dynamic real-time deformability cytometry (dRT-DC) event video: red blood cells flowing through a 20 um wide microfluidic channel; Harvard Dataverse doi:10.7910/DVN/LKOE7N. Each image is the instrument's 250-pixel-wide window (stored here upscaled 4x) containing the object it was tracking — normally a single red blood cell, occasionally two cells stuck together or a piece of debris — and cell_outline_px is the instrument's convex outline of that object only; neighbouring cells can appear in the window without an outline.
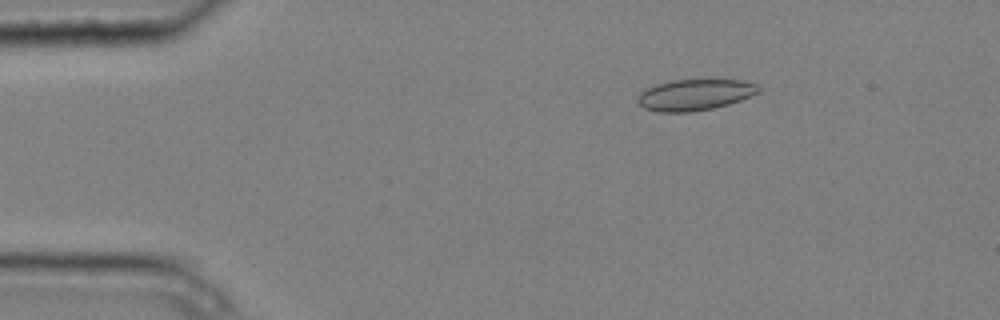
{"species": "common noctule bat (a hibernating species)", "species_latin": "Nyctalus noctula", "temperature_condition": "cold", "stored_images_in_passage": 5, "camera_frame_rate_fps": 3000, "um_per_image_px": 0.085, "animal": {"sex": "male", "body_mass_g": 20.4}, "frame": {"image": 1, "passage_image": 3, "time_ms": 0.667, "image_size_px": [1000, 320], "cell_outline_px": [[760, 88], [756, 92], [740, 100], [728, 104], [712, 108], [692, 112], [656, 112], [644, 108], [636, 100], [640, 92], [656, 84], [672, 80], [708, 76], [744, 80], [756, 84]], "centroid_in_image_um": [59.06, 8.0], "position_along_channel_um": 25.9, "area_um2": 22.77}}
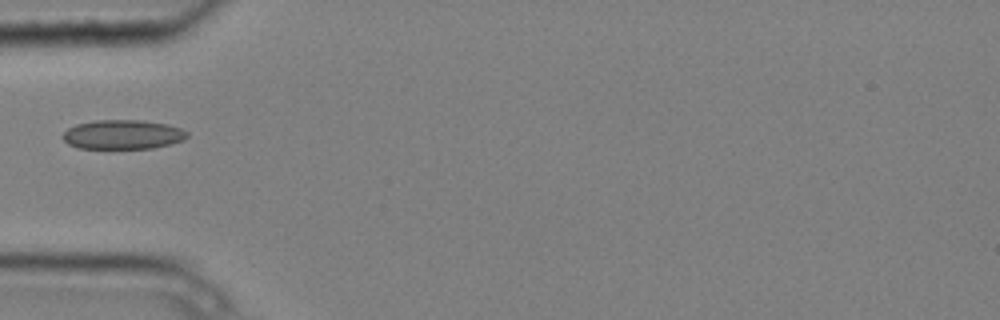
{"frame": {"image": 2, "passage_image": 5, "time_ms": 1.333, "image_size_px": [1000, 320], "cell_outline_px": [[188, 136], [184, 140], [172, 144], [152, 148], [80, 148], [68, 144], [60, 136], [68, 128], [76, 124], [96, 120], [140, 120], [168, 124], [180, 128], [188, 132]], "centroid_in_image_um": [10.44, 11.43], "position_along_channel_um": 74.6, "area_um2": 21.33}}